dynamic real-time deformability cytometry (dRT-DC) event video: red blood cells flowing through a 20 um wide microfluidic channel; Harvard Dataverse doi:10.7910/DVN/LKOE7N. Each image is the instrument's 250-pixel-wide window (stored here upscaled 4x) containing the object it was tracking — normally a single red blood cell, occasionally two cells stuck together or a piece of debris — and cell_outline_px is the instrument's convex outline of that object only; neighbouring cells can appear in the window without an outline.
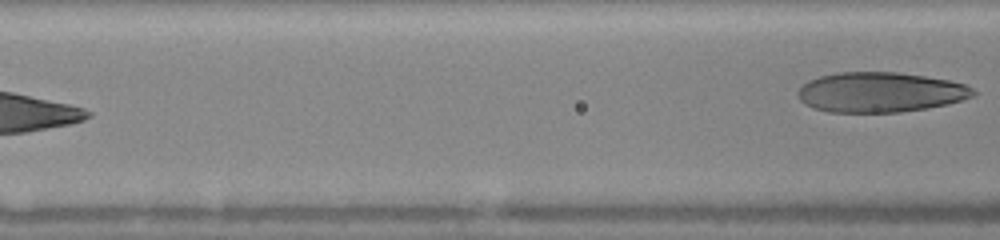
{"species": "human", "species_latin": "Homo sapiens", "temperature_condition": "warm", "stored_images_in_passage": 6, "segment_of_instrument_passage": [2, 2], "camera_frame_rate_fps": 3000, "um_per_image_px": 0.085, "donor": {"sex": "female"}, "frame": {"image": 1, "passage_image": 6, "time_ms": 3.667, "image_size_px": [1000, 240], "cell_outline_px": [[976, 92], [972, 96], [948, 104], [928, 108], [900, 112], [828, 112], [812, 108], [804, 104], [800, 100], [796, 92], [808, 80], [820, 76], [840, 72], [896, 72], [924, 76], [948, 80], [964, 84], [972, 88]], "centroid_in_image_um": [74.78, 7.84], "position_along_channel_um": 91.8, "area_um2": 40.86}}